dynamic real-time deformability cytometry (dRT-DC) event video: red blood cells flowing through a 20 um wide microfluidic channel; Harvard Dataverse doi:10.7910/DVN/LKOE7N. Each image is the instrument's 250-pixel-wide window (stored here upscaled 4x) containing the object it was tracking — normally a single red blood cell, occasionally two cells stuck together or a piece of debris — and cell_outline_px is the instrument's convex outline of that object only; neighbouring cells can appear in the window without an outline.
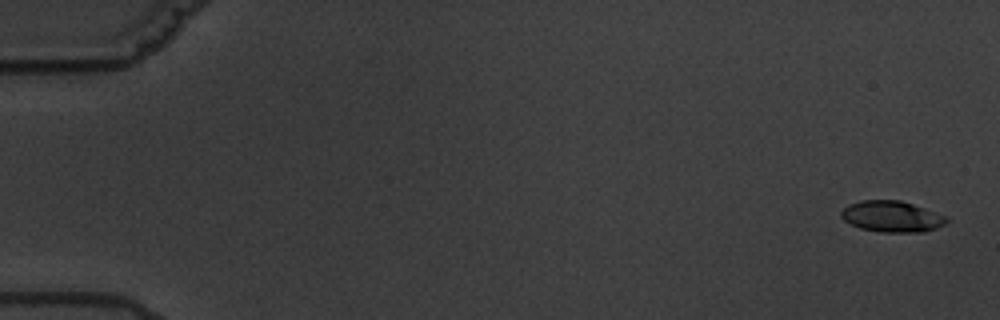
{"species": "common noctule bat (a hibernating species)", "species_latin": "Nyctalus noctula", "temperature_condition": "warm", "stored_images_in_passage": 7, "camera_frame_rate_fps": 3000, "um_per_image_px": 0.085, "animal": {"sex": "male", "body_mass_g": 19.5, "forearm_length_mm": 54.6}, "frame": {"image": 1, "passage_image": 1, "time_ms": 0.0, "image_size_px": [1000, 320], "cell_outline_px": [[948, 220], [944, 224], [936, 228], [924, 232], [880, 232], [860, 228], [844, 220], [840, 216], [840, 212], [848, 204], [860, 200], [900, 200], [924, 208], [944, 216]], "centroid_in_image_um": [75.76, 18.4], "position_along_channel_um": 9.2, "area_um2": 18.96}}
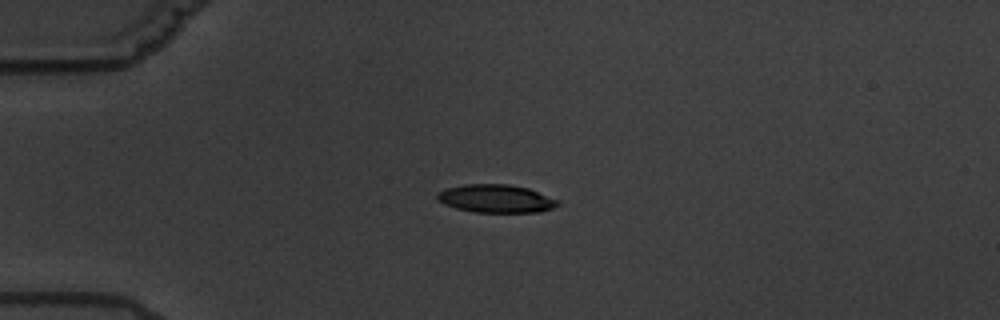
{"frame": {"image": 2, "passage_image": 5, "time_ms": 4.667, "image_size_px": [1000, 320], "cell_outline_px": [[560, 204], [552, 208], [540, 212], [476, 212], [456, 208], [444, 204], [436, 200], [436, 192], [444, 188], [464, 184], [508, 184], [528, 188], [560, 200]], "centroid_in_image_um": [42.13, 16.87], "position_along_channel_um": 42.9, "area_um2": 19.94}}